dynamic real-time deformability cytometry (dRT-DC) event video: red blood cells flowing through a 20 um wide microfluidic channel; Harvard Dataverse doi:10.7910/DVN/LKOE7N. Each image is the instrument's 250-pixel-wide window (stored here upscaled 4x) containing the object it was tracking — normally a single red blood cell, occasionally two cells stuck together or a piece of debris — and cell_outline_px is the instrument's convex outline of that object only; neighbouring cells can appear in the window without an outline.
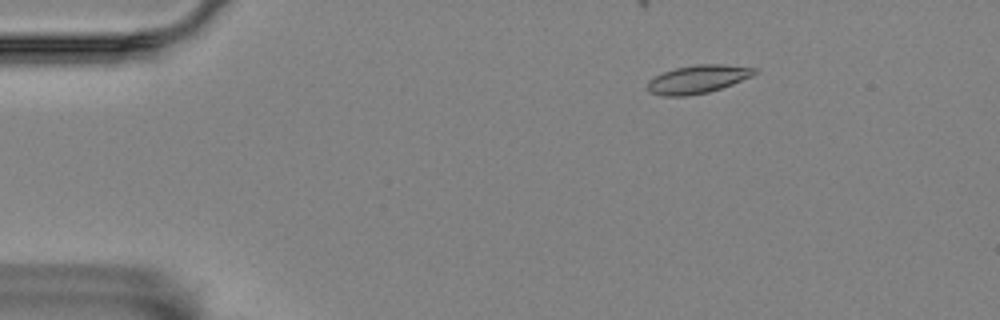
{"species": "Egyptian fruit bat (a non-hibernating species)", "species_latin": "Rousettus aegyptiacus", "temperature_condition": "room temperature", "stored_images_in_passage": 5, "camera_frame_rate_fps": 3000, "um_per_image_px": 0.085, "animal": {"sex": "female"}, "frame": {"image": 1, "passage_image": 2, "time_ms": 0.333, "image_size_px": [1000, 320], "cell_outline_px": [[760, 72], [752, 76], [732, 84], [708, 92], [684, 96], [664, 96], [648, 92], [648, 80], [664, 72], [676, 68], [696, 64], [724, 64], [760, 68]], "centroid_in_image_um": [59.36, 6.72], "position_along_channel_um": 25.6, "area_um2": 17.63}}
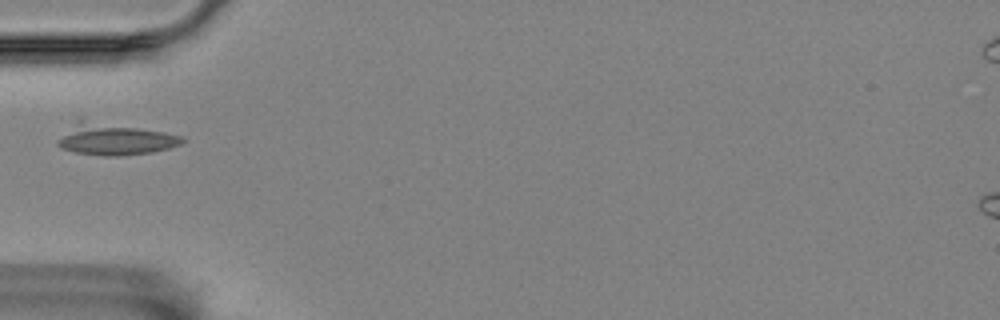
{"frame": {"image": 2, "passage_image": 5, "time_ms": 1.333, "image_size_px": [1000, 320], "cell_outline_px": [[188, 140], [184, 144], [152, 152], [120, 156], [104, 156], [76, 152], [60, 148], [56, 144], [56, 140], [80, 116], [164, 132], [184, 136]], "centroid_in_image_um": [9.74, 11.79], "position_along_channel_um": 75.3, "area_um2": 23.87}}